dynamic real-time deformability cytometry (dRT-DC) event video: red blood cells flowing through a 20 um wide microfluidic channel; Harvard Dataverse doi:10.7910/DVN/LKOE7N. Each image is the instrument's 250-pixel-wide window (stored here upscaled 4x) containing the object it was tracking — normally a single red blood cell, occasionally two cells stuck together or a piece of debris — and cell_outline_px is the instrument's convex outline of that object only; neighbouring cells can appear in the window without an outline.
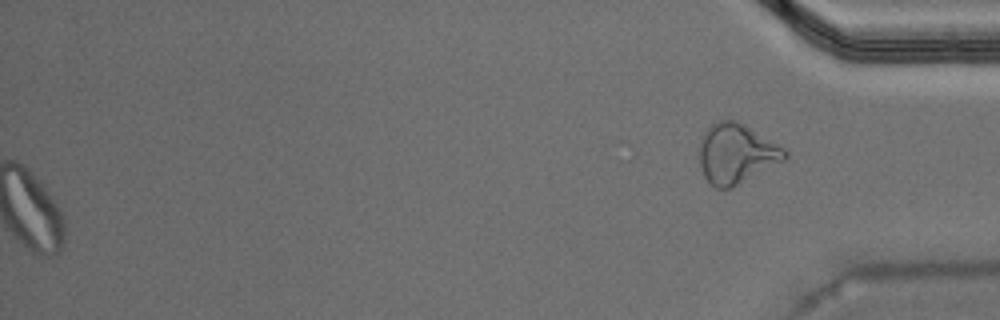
{"species": "Egyptian fruit bat (a non-hibernating species)", "species_latin": "Rousettus aegyptiacus", "temperature_condition": "warm", "stored_images_in_passage": 44, "segment_of_instrument_passage": [2, 2], "camera_frame_rate_fps": 3000, "um_per_image_px": 0.085, "animal": {"sex": "male"}, "frame": {"image": 1, "passage_image": 44, "time_ms": 14.333, "image_size_px": [1000, 320], "cell_outline_px": [[788, 156], [784, 160], [732, 188], [716, 188], [704, 176], [700, 164], [700, 140], [708, 124], [720, 120], [736, 120], [744, 124], [784, 148], [788, 152]], "centroid_in_image_um": [62.57, 13.04], "position_along_channel_um": 372.6, "area_um2": 29.59}}